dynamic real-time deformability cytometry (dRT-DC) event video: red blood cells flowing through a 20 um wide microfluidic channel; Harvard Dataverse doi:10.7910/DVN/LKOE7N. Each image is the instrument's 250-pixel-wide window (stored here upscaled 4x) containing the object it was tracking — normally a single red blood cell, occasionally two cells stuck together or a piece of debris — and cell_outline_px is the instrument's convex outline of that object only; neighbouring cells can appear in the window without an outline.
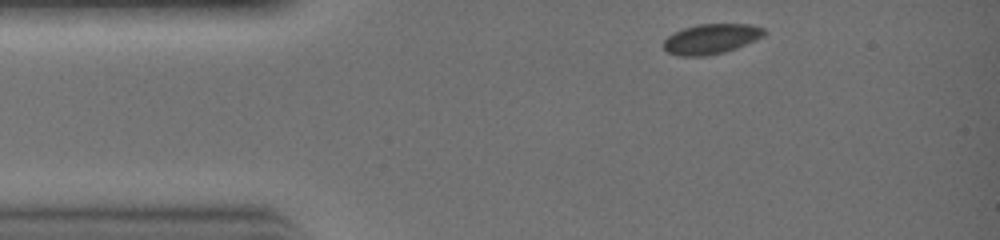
{"species": "common noctule bat (a hibernating species)", "species_latin": "Nyctalus noctula", "temperature_condition": "warm", "stored_images_in_passage": 19, "camera_frame_rate_fps": 3000, "um_per_image_px": 0.085, "animal": {"sex": "female", "body_mass_g": 19.0, "forearm_length_mm": 51.5}, "frame": {"image": 1, "passage_image": 1, "time_ms": 0.0, "image_size_px": [1000, 240], "cell_outline_px": [[764, 36], [736, 48], [724, 52], [704, 56], [680, 56], [668, 52], [664, 48], [664, 40], [672, 32], [684, 28], [700, 24], [752, 24], [764, 28]], "centroid_in_image_um": [60.43, 3.3], "position_along_channel_um": 24.6, "area_um2": 17.51}}
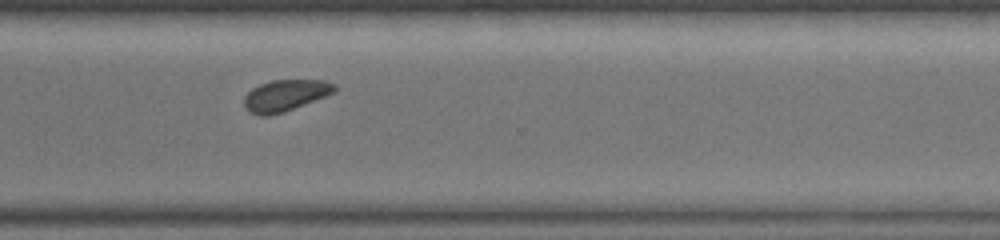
{"frame": {"image": 2, "passage_image": 15, "time_ms": 4.667, "image_size_px": [1000, 240], "cell_outline_px": [[336, 92], [284, 112], [268, 116], [260, 116], [248, 112], [244, 104], [244, 96], [252, 88], [260, 84], [272, 80], [328, 80], [336, 84]], "centroid_in_image_um": [24.26, 8.11], "position_along_channel_um": 346.3, "area_um2": 16.7}}
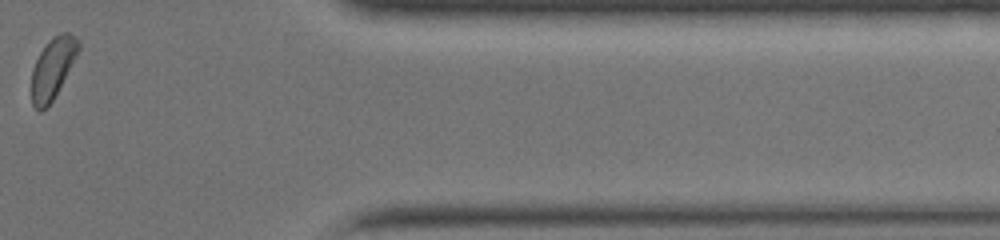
{"frame": {"image": 3, "passage_image": 18, "time_ms": 5.667, "image_size_px": [1000, 240], "cell_outline_px": [[80, 48], [76, 56], [52, 100], [40, 112], [36, 112], [32, 104], [32, 68], [40, 52], [48, 40], [52, 36], [60, 32], [68, 32], [76, 36], [80, 44]], "centroid_in_image_um": [4.47, 5.75], "position_along_channel_um": 406.9, "area_um2": 16.42}}